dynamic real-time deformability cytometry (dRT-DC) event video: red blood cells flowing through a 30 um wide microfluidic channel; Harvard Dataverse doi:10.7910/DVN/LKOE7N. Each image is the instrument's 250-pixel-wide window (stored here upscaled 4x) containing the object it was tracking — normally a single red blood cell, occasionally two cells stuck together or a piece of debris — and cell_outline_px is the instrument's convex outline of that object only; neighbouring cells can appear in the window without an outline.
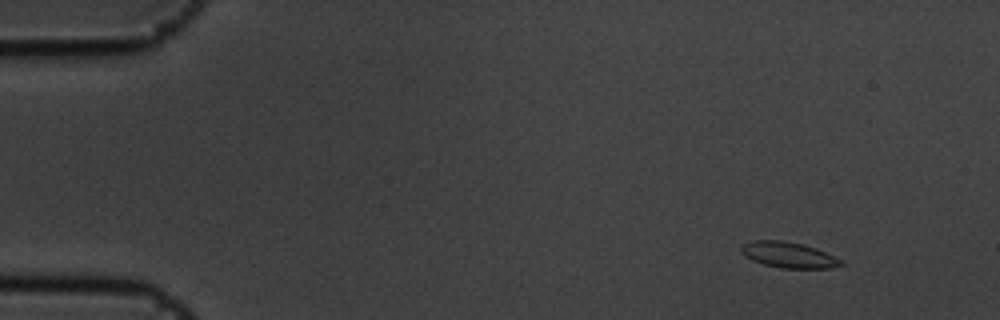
{"species": "common noctule bat (a hibernating species)", "species_latin": "Nyctalus noctula", "temperature_condition": "cold", "stored_images_in_passage": 4, "camera_frame_rate_fps": 3000, "um_per_image_px": 0.085, "animal": {"sex": "male", "body_mass_g": 19.5, "forearm_length_mm": 54.6}, "frame": {"image": 1, "passage_image": 1, "time_ms": 0.0, "image_size_px": [1000, 320], "cell_outline_px": [[844, 264], [828, 268], [780, 268], [764, 264], [752, 260], [744, 256], [740, 252], [740, 244], [752, 240], [784, 240], [804, 244], [816, 248], [840, 260]], "centroid_in_image_um": [66.94, 21.65], "position_along_channel_um": 18.1, "area_um2": 15.03}}
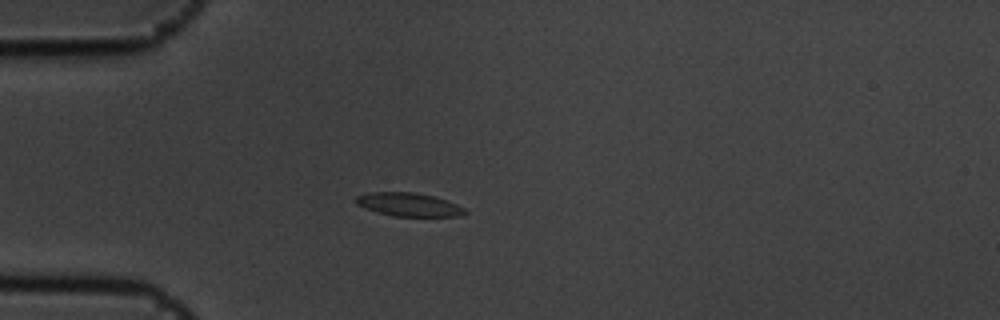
{"frame": {"image": 2, "passage_image": 4, "time_ms": 1.0, "image_size_px": [1000, 320], "cell_outline_px": [[468, 212], [460, 216], [392, 216], [376, 212], [364, 208], [356, 204], [352, 200], [356, 196], [368, 192], [416, 192], [436, 196], [456, 204], [464, 208]], "centroid_in_image_um": [34.7, 17.38], "position_along_channel_um": 50.3, "area_um2": 15.14}}